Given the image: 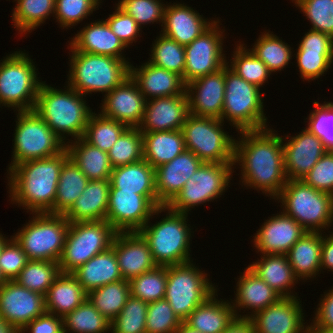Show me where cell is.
<instances>
[{"label": "cell", "instance_id": "1", "mask_svg": "<svg viewBox=\"0 0 333 333\" xmlns=\"http://www.w3.org/2000/svg\"><path fill=\"white\" fill-rule=\"evenodd\" d=\"M272 128L241 131L235 138L234 163L241 169L240 183L275 199L287 183L282 136Z\"/></svg>", "mask_w": 333, "mask_h": 333}, {"label": "cell", "instance_id": "2", "mask_svg": "<svg viewBox=\"0 0 333 333\" xmlns=\"http://www.w3.org/2000/svg\"><path fill=\"white\" fill-rule=\"evenodd\" d=\"M69 158L66 148L51 157L27 161L8 173L11 203L32 213L53 214L57 185L63 163Z\"/></svg>", "mask_w": 333, "mask_h": 333}, {"label": "cell", "instance_id": "3", "mask_svg": "<svg viewBox=\"0 0 333 333\" xmlns=\"http://www.w3.org/2000/svg\"><path fill=\"white\" fill-rule=\"evenodd\" d=\"M45 82L39 87L33 110L65 144L72 139L82 138L93 113L84 95L68 84L64 89H58ZM70 136V140L66 139Z\"/></svg>", "mask_w": 333, "mask_h": 333}, {"label": "cell", "instance_id": "4", "mask_svg": "<svg viewBox=\"0 0 333 333\" xmlns=\"http://www.w3.org/2000/svg\"><path fill=\"white\" fill-rule=\"evenodd\" d=\"M68 49L72 54L66 82L84 97L92 92L106 95L130 77V60L78 52L70 45Z\"/></svg>", "mask_w": 333, "mask_h": 333}, {"label": "cell", "instance_id": "5", "mask_svg": "<svg viewBox=\"0 0 333 333\" xmlns=\"http://www.w3.org/2000/svg\"><path fill=\"white\" fill-rule=\"evenodd\" d=\"M165 211L163 219L154 224L149 219L138 231L148 242L154 262L169 266L192 261L190 240L194 231L188 224V214L175 212L167 205Z\"/></svg>", "mask_w": 333, "mask_h": 333}, {"label": "cell", "instance_id": "6", "mask_svg": "<svg viewBox=\"0 0 333 333\" xmlns=\"http://www.w3.org/2000/svg\"><path fill=\"white\" fill-rule=\"evenodd\" d=\"M274 200H279L282 212L307 232L325 233L324 230L328 231L333 225V195L317 190L303 180H288Z\"/></svg>", "mask_w": 333, "mask_h": 333}, {"label": "cell", "instance_id": "7", "mask_svg": "<svg viewBox=\"0 0 333 333\" xmlns=\"http://www.w3.org/2000/svg\"><path fill=\"white\" fill-rule=\"evenodd\" d=\"M264 94L260 88L225 65V93L221 120H227L237 132L267 128ZM225 119V120H224Z\"/></svg>", "mask_w": 333, "mask_h": 333}, {"label": "cell", "instance_id": "8", "mask_svg": "<svg viewBox=\"0 0 333 333\" xmlns=\"http://www.w3.org/2000/svg\"><path fill=\"white\" fill-rule=\"evenodd\" d=\"M3 58L0 60V106L15 109L14 112L33 110L43 82L35 62L25 50Z\"/></svg>", "mask_w": 333, "mask_h": 333}, {"label": "cell", "instance_id": "9", "mask_svg": "<svg viewBox=\"0 0 333 333\" xmlns=\"http://www.w3.org/2000/svg\"><path fill=\"white\" fill-rule=\"evenodd\" d=\"M32 216L12 237L28 260L58 262L70 223L64 215L59 214L32 213Z\"/></svg>", "mask_w": 333, "mask_h": 333}, {"label": "cell", "instance_id": "10", "mask_svg": "<svg viewBox=\"0 0 333 333\" xmlns=\"http://www.w3.org/2000/svg\"><path fill=\"white\" fill-rule=\"evenodd\" d=\"M13 155L7 173L17 165L54 156L66 148L45 121L34 111H16ZM17 120V121H16Z\"/></svg>", "mask_w": 333, "mask_h": 333}, {"label": "cell", "instance_id": "11", "mask_svg": "<svg viewBox=\"0 0 333 333\" xmlns=\"http://www.w3.org/2000/svg\"><path fill=\"white\" fill-rule=\"evenodd\" d=\"M192 261L167 266L165 299L181 321L211 296L217 287L208 278V273Z\"/></svg>", "mask_w": 333, "mask_h": 333}, {"label": "cell", "instance_id": "12", "mask_svg": "<svg viewBox=\"0 0 333 333\" xmlns=\"http://www.w3.org/2000/svg\"><path fill=\"white\" fill-rule=\"evenodd\" d=\"M118 232L106 220L70 223L61 257V273H73L112 246Z\"/></svg>", "mask_w": 333, "mask_h": 333}, {"label": "cell", "instance_id": "13", "mask_svg": "<svg viewBox=\"0 0 333 333\" xmlns=\"http://www.w3.org/2000/svg\"><path fill=\"white\" fill-rule=\"evenodd\" d=\"M221 119L189 114L182 126L185 148L205 163H234L235 138Z\"/></svg>", "mask_w": 333, "mask_h": 333}, {"label": "cell", "instance_id": "14", "mask_svg": "<svg viewBox=\"0 0 333 333\" xmlns=\"http://www.w3.org/2000/svg\"><path fill=\"white\" fill-rule=\"evenodd\" d=\"M233 173V163L203 162L167 206L175 212L189 214L195 206L212 202L224 195L230 187Z\"/></svg>", "mask_w": 333, "mask_h": 333}, {"label": "cell", "instance_id": "15", "mask_svg": "<svg viewBox=\"0 0 333 333\" xmlns=\"http://www.w3.org/2000/svg\"><path fill=\"white\" fill-rule=\"evenodd\" d=\"M220 20L217 21L202 35L193 40L185 48V68L183 81L185 84L213 73L227 64L223 52L225 29H220ZM224 37V38H223Z\"/></svg>", "mask_w": 333, "mask_h": 333}, {"label": "cell", "instance_id": "16", "mask_svg": "<svg viewBox=\"0 0 333 333\" xmlns=\"http://www.w3.org/2000/svg\"><path fill=\"white\" fill-rule=\"evenodd\" d=\"M162 212L165 206L156 208L143 195L110 187L106 221L117 232H138L149 219Z\"/></svg>", "mask_w": 333, "mask_h": 333}, {"label": "cell", "instance_id": "17", "mask_svg": "<svg viewBox=\"0 0 333 333\" xmlns=\"http://www.w3.org/2000/svg\"><path fill=\"white\" fill-rule=\"evenodd\" d=\"M46 312L45 296L8 280L0 287V317L19 332Z\"/></svg>", "mask_w": 333, "mask_h": 333}, {"label": "cell", "instance_id": "18", "mask_svg": "<svg viewBox=\"0 0 333 333\" xmlns=\"http://www.w3.org/2000/svg\"><path fill=\"white\" fill-rule=\"evenodd\" d=\"M301 130L295 136L282 137L287 180H302L327 151L320 138L305 127Z\"/></svg>", "mask_w": 333, "mask_h": 333}, {"label": "cell", "instance_id": "19", "mask_svg": "<svg viewBox=\"0 0 333 333\" xmlns=\"http://www.w3.org/2000/svg\"><path fill=\"white\" fill-rule=\"evenodd\" d=\"M301 302L298 296L281 298L277 303L257 312L250 318L254 332L305 333L308 323L304 322L306 315Z\"/></svg>", "mask_w": 333, "mask_h": 333}, {"label": "cell", "instance_id": "20", "mask_svg": "<svg viewBox=\"0 0 333 333\" xmlns=\"http://www.w3.org/2000/svg\"><path fill=\"white\" fill-rule=\"evenodd\" d=\"M225 93V66L186 84L189 114L221 119Z\"/></svg>", "mask_w": 333, "mask_h": 333}, {"label": "cell", "instance_id": "21", "mask_svg": "<svg viewBox=\"0 0 333 333\" xmlns=\"http://www.w3.org/2000/svg\"><path fill=\"white\" fill-rule=\"evenodd\" d=\"M100 113L128 127H138L143 119L146 99L137 84L128 77L121 85L104 95Z\"/></svg>", "mask_w": 333, "mask_h": 333}, {"label": "cell", "instance_id": "22", "mask_svg": "<svg viewBox=\"0 0 333 333\" xmlns=\"http://www.w3.org/2000/svg\"><path fill=\"white\" fill-rule=\"evenodd\" d=\"M295 50L298 72L303 81L319 79L333 64V38L328 34L310 29Z\"/></svg>", "mask_w": 333, "mask_h": 333}, {"label": "cell", "instance_id": "23", "mask_svg": "<svg viewBox=\"0 0 333 333\" xmlns=\"http://www.w3.org/2000/svg\"><path fill=\"white\" fill-rule=\"evenodd\" d=\"M265 220L253 236L256 252L287 254L290 248L307 232L295 219L282 211Z\"/></svg>", "mask_w": 333, "mask_h": 333}, {"label": "cell", "instance_id": "24", "mask_svg": "<svg viewBox=\"0 0 333 333\" xmlns=\"http://www.w3.org/2000/svg\"><path fill=\"white\" fill-rule=\"evenodd\" d=\"M188 115L187 95L149 99L138 128L141 132L181 130Z\"/></svg>", "mask_w": 333, "mask_h": 333}, {"label": "cell", "instance_id": "25", "mask_svg": "<svg viewBox=\"0 0 333 333\" xmlns=\"http://www.w3.org/2000/svg\"><path fill=\"white\" fill-rule=\"evenodd\" d=\"M116 254L121 276L130 280L154 269L148 242L139 232H118L111 246Z\"/></svg>", "mask_w": 333, "mask_h": 333}, {"label": "cell", "instance_id": "26", "mask_svg": "<svg viewBox=\"0 0 333 333\" xmlns=\"http://www.w3.org/2000/svg\"><path fill=\"white\" fill-rule=\"evenodd\" d=\"M217 18L207 19L185 3L166 4L161 33L186 46L208 30Z\"/></svg>", "mask_w": 333, "mask_h": 333}, {"label": "cell", "instance_id": "27", "mask_svg": "<svg viewBox=\"0 0 333 333\" xmlns=\"http://www.w3.org/2000/svg\"><path fill=\"white\" fill-rule=\"evenodd\" d=\"M203 162L185 149L172 161L155 168V187L158 201L168 205Z\"/></svg>", "mask_w": 333, "mask_h": 333}, {"label": "cell", "instance_id": "28", "mask_svg": "<svg viewBox=\"0 0 333 333\" xmlns=\"http://www.w3.org/2000/svg\"><path fill=\"white\" fill-rule=\"evenodd\" d=\"M236 283L234 300H231L236 317L251 318L257 312L277 303L282 297L259 278L249 267L244 268ZM233 301V302H232ZM248 314H239L241 310ZM240 310V311H238ZM250 310V312H249Z\"/></svg>", "mask_w": 333, "mask_h": 333}, {"label": "cell", "instance_id": "29", "mask_svg": "<svg viewBox=\"0 0 333 333\" xmlns=\"http://www.w3.org/2000/svg\"><path fill=\"white\" fill-rule=\"evenodd\" d=\"M130 77L146 100L175 95H187L181 75L157 67L148 61L136 67L130 64Z\"/></svg>", "mask_w": 333, "mask_h": 333}, {"label": "cell", "instance_id": "30", "mask_svg": "<svg viewBox=\"0 0 333 333\" xmlns=\"http://www.w3.org/2000/svg\"><path fill=\"white\" fill-rule=\"evenodd\" d=\"M75 51L97 55H106L126 60L125 44L112 32L107 22L102 19L85 25L69 44Z\"/></svg>", "mask_w": 333, "mask_h": 333}, {"label": "cell", "instance_id": "31", "mask_svg": "<svg viewBox=\"0 0 333 333\" xmlns=\"http://www.w3.org/2000/svg\"><path fill=\"white\" fill-rule=\"evenodd\" d=\"M110 187L145 196L156 208L163 206L157 199L155 169L144 159L139 162L114 167Z\"/></svg>", "mask_w": 333, "mask_h": 333}, {"label": "cell", "instance_id": "32", "mask_svg": "<svg viewBox=\"0 0 333 333\" xmlns=\"http://www.w3.org/2000/svg\"><path fill=\"white\" fill-rule=\"evenodd\" d=\"M109 190V179L89 180L65 218L69 223L106 220Z\"/></svg>", "mask_w": 333, "mask_h": 333}, {"label": "cell", "instance_id": "33", "mask_svg": "<svg viewBox=\"0 0 333 333\" xmlns=\"http://www.w3.org/2000/svg\"><path fill=\"white\" fill-rule=\"evenodd\" d=\"M248 267L282 298L298 295L293 287L300 283L285 254H262L260 259ZM295 293V294H294Z\"/></svg>", "mask_w": 333, "mask_h": 333}, {"label": "cell", "instance_id": "34", "mask_svg": "<svg viewBox=\"0 0 333 333\" xmlns=\"http://www.w3.org/2000/svg\"><path fill=\"white\" fill-rule=\"evenodd\" d=\"M218 289L185 322L201 333H222L236 317L231 301L218 298ZM218 298V299H217Z\"/></svg>", "mask_w": 333, "mask_h": 333}, {"label": "cell", "instance_id": "35", "mask_svg": "<svg viewBox=\"0 0 333 333\" xmlns=\"http://www.w3.org/2000/svg\"><path fill=\"white\" fill-rule=\"evenodd\" d=\"M321 232H306L286 254L295 276L303 282L321 273Z\"/></svg>", "mask_w": 333, "mask_h": 333}, {"label": "cell", "instance_id": "36", "mask_svg": "<svg viewBox=\"0 0 333 333\" xmlns=\"http://www.w3.org/2000/svg\"><path fill=\"white\" fill-rule=\"evenodd\" d=\"M72 274L87 293L95 288L123 279L112 247L95 255Z\"/></svg>", "mask_w": 333, "mask_h": 333}, {"label": "cell", "instance_id": "37", "mask_svg": "<svg viewBox=\"0 0 333 333\" xmlns=\"http://www.w3.org/2000/svg\"><path fill=\"white\" fill-rule=\"evenodd\" d=\"M87 299L83 289L72 273H60L45 295L46 312L65 317Z\"/></svg>", "mask_w": 333, "mask_h": 333}, {"label": "cell", "instance_id": "38", "mask_svg": "<svg viewBox=\"0 0 333 333\" xmlns=\"http://www.w3.org/2000/svg\"><path fill=\"white\" fill-rule=\"evenodd\" d=\"M69 158L89 180L110 179L113 167L108 152L87 143L83 138L66 143Z\"/></svg>", "mask_w": 333, "mask_h": 333}, {"label": "cell", "instance_id": "39", "mask_svg": "<svg viewBox=\"0 0 333 333\" xmlns=\"http://www.w3.org/2000/svg\"><path fill=\"white\" fill-rule=\"evenodd\" d=\"M142 135L143 159L154 169L186 149L182 130L142 132Z\"/></svg>", "mask_w": 333, "mask_h": 333}, {"label": "cell", "instance_id": "40", "mask_svg": "<svg viewBox=\"0 0 333 333\" xmlns=\"http://www.w3.org/2000/svg\"><path fill=\"white\" fill-rule=\"evenodd\" d=\"M89 179L68 158L60 170L53 214L64 215L84 191Z\"/></svg>", "mask_w": 333, "mask_h": 333}, {"label": "cell", "instance_id": "41", "mask_svg": "<svg viewBox=\"0 0 333 333\" xmlns=\"http://www.w3.org/2000/svg\"><path fill=\"white\" fill-rule=\"evenodd\" d=\"M14 2L17 4L13 8L11 18L20 37L21 34L24 36L42 26L51 16L54 17L55 0H14Z\"/></svg>", "mask_w": 333, "mask_h": 333}, {"label": "cell", "instance_id": "42", "mask_svg": "<svg viewBox=\"0 0 333 333\" xmlns=\"http://www.w3.org/2000/svg\"><path fill=\"white\" fill-rule=\"evenodd\" d=\"M270 30L261 32L249 48L268 68L271 73L282 71L292 59L293 49ZM292 50V51H291Z\"/></svg>", "mask_w": 333, "mask_h": 333}, {"label": "cell", "instance_id": "43", "mask_svg": "<svg viewBox=\"0 0 333 333\" xmlns=\"http://www.w3.org/2000/svg\"><path fill=\"white\" fill-rule=\"evenodd\" d=\"M129 296L130 285L125 279L95 288L87 293V299L111 322L121 312Z\"/></svg>", "mask_w": 333, "mask_h": 333}, {"label": "cell", "instance_id": "44", "mask_svg": "<svg viewBox=\"0 0 333 333\" xmlns=\"http://www.w3.org/2000/svg\"><path fill=\"white\" fill-rule=\"evenodd\" d=\"M63 325L66 333L111 332V321L103 316L88 299L63 317Z\"/></svg>", "mask_w": 333, "mask_h": 333}, {"label": "cell", "instance_id": "45", "mask_svg": "<svg viewBox=\"0 0 333 333\" xmlns=\"http://www.w3.org/2000/svg\"><path fill=\"white\" fill-rule=\"evenodd\" d=\"M232 54L231 62H227L228 67L238 76L247 82L263 87L268 82L270 75H273L267 66L245 46V43L237 41ZM230 63V64H229Z\"/></svg>", "mask_w": 333, "mask_h": 333}, {"label": "cell", "instance_id": "46", "mask_svg": "<svg viewBox=\"0 0 333 333\" xmlns=\"http://www.w3.org/2000/svg\"><path fill=\"white\" fill-rule=\"evenodd\" d=\"M128 128L123 122L106 118L93 112L89 117L82 138L89 144L108 152L120 135Z\"/></svg>", "mask_w": 333, "mask_h": 333}, {"label": "cell", "instance_id": "47", "mask_svg": "<svg viewBox=\"0 0 333 333\" xmlns=\"http://www.w3.org/2000/svg\"><path fill=\"white\" fill-rule=\"evenodd\" d=\"M60 273L58 262L28 260L14 280L21 286L45 296Z\"/></svg>", "mask_w": 333, "mask_h": 333}, {"label": "cell", "instance_id": "48", "mask_svg": "<svg viewBox=\"0 0 333 333\" xmlns=\"http://www.w3.org/2000/svg\"><path fill=\"white\" fill-rule=\"evenodd\" d=\"M152 42L149 63L163 68L167 71L175 72L182 76L185 68V48L173 39L160 35Z\"/></svg>", "mask_w": 333, "mask_h": 333}, {"label": "cell", "instance_id": "49", "mask_svg": "<svg viewBox=\"0 0 333 333\" xmlns=\"http://www.w3.org/2000/svg\"><path fill=\"white\" fill-rule=\"evenodd\" d=\"M167 266H156L129 280L130 295L146 303L165 298Z\"/></svg>", "mask_w": 333, "mask_h": 333}, {"label": "cell", "instance_id": "50", "mask_svg": "<svg viewBox=\"0 0 333 333\" xmlns=\"http://www.w3.org/2000/svg\"><path fill=\"white\" fill-rule=\"evenodd\" d=\"M112 167L139 162L143 159V135L138 127H128L108 151Z\"/></svg>", "mask_w": 333, "mask_h": 333}, {"label": "cell", "instance_id": "51", "mask_svg": "<svg viewBox=\"0 0 333 333\" xmlns=\"http://www.w3.org/2000/svg\"><path fill=\"white\" fill-rule=\"evenodd\" d=\"M147 308L148 303L130 295L111 322V333H146Z\"/></svg>", "mask_w": 333, "mask_h": 333}, {"label": "cell", "instance_id": "52", "mask_svg": "<svg viewBox=\"0 0 333 333\" xmlns=\"http://www.w3.org/2000/svg\"><path fill=\"white\" fill-rule=\"evenodd\" d=\"M102 0H55L54 17L61 28H73L93 11L99 10ZM98 8V9H97ZM73 26V27H71Z\"/></svg>", "mask_w": 333, "mask_h": 333}, {"label": "cell", "instance_id": "53", "mask_svg": "<svg viewBox=\"0 0 333 333\" xmlns=\"http://www.w3.org/2000/svg\"><path fill=\"white\" fill-rule=\"evenodd\" d=\"M311 22V30L330 35L333 38V0H292Z\"/></svg>", "mask_w": 333, "mask_h": 333}, {"label": "cell", "instance_id": "54", "mask_svg": "<svg viewBox=\"0 0 333 333\" xmlns=\"http://www.w3.org/2000/svg\"><path fill=\"white\" fill-rule=\"evenodd\" d=\"M161 1L162 0H118L116 5L126 14L130 15L143 29L144 25H148L149 23H161V26L163 25L166 3Z\"/></svg>", "mask_w": 333, "mask_h": 333}, {"label": "cell", "instance_id": "55", "mask_svg": "<svg viewBox=\"0 0 333 333\" xmlns=\"http://www.w3.org/2000/svg\"><path fill=\"white\" fill-rule=\"evenodd\" d=\"M314 101L315 109L307 116L308 126L305 128L323 141L327 151H333V102L324 101L320 104Z\"/></svg>", "mask_w": 333, "mask_h": 333}, {"label": "cell", "instance_id": "56", "mask_svg": "<svg viewBox=\"0 0 333 333\" xmlns=\"http://www.w3.org/2000/svg\"><path fill=\"white\" fill-rule=\"evenodd\" d=\"M181 322L165 298L148 303L146 333H174Z\"/></svg>", "mask_w": 333, "mask_h": 333}, {"label": "cell", "instance_id": "57", "mask_svg": "<svg viewBox=\"0 0 333 333\" xmlns=\"http://www.w3.org/2000/svg\"><path fill=\"white\" fill-rule=\"evenodd\" d=\"M115 11L113 14H109V17L105 19L112 32L125 44L127 48L130 45L136 43L140 36L142 29L138 23L117 5L114 6Z\"/></svg>", "mask_w": 333, "mask_h": 333}, {"label": "cell", "instance_id": "58", "mask_svg": "<svg viewBox=\"0 0 333 333\" xmlns=\"http://www.w3.org/2000/svg\"><path fill=\"white\" fill-rule=\"evenodd\" d=\"M302 180L317 190L333 195V151H326Z\"/></svg>", "mask_w": 333, "mask_h": 333}, {"label": "cell", "instance_id": "59", "mask_svg": "<svg viewBox=\"0 0 333 333\" xmlns=\"http://www.w3.org/2000/svg\"><path fill=\"white\" fill-rule=\"evenodd\" d=\"M28 262L26 253L11 236L0 253V269L7 280H14Z\"/></svg>", "mask_w": 333, "mask_h": 333}, {"label": "cell", "instance_id": "60", "mask_svg": "<svg viewBox=\"0 0 333 333\" xmlns=\"http://www.w3.org/2000/svg\"><path fill=\"white\" fill-rule=\"evenodd\" d=\"M323 293L311 324L321 330L333 331V287Z\"/></svg>", "mask_w": 333, "mask_h": 333}, {"label": "cell", "instance_id": "61", "mask_svg": "<svg viewBox=\"0 0 333 333\" xmlns=\"http://www.w3.org/2000/svg\"><path fill=\"white\" fill-rule=\"evenodd\" d=\"M29 331V332H28ZM63 333V318L52 313L45 312L33 321L29 322L20 333Z\"/></svg>", "mask_w": 333, "mask_h": 333}, {"label": "cell", "instance_id": "62", "mask_svg": "<svg viewBox=\"0 0 333 333\" xmlns=\"http://www.w3.org/2000/svg\"><path fill=\"white\" fill-rule=\"evenodd\" d=\"M328 232L329 235L322 236L321 271L329 269L327 271L333 272V232Z\"/></svg>", "mask_w": 333, "mask_h": 333}, {"label": "cell", "instance_id": "63", "mask_svg": "<svg viewBox=\"0 0 333 333\" xmlns=\"http://www.w3.org/2000/svg\"><path fill=\"white\" fill-rule=\"evenodd\" d=\"M222 333H255L250 318L235 317Z\"/></svg>", "mask_w": 333, "mask_h": 333}, {"label": "cell", "instance_id": "64", "mask_svg": "<svg viewBox=\"0 0 333 333\" xmlns=\"http://www.w3.org/2000/svg\"><path fill=\"white\" fill-rule=\"evenodd\" d=\"M0 333H20L16 328L9 325L3 318L0 317Z\"/></svg>", "mask_w": 333, "mask_h": 333}, {"label": "cell", "instance_id": "65", "mask_svg": "<svg viewBox=\"0 0 333 333\" xmlns=\"http://www.w3.org/2000/svg\"><path fill=\"white\" fill-rule=\"evenodd\" d=\"M174 333H201V332L189 326L185 321H182Z\"/></svg>", "mask_w": 333, "mask_h": 333}, {"label": "cell", "instance_id": "66", "mask_svg": "<svg viewBox=\"0 0 333 333\" xmlns=\"http://www.w3.org/2000/svg\"><path fill=\"white\" fill-rule=\"evenodd\" d=\"M306 333H333V331H325L318 329L317 327L313 326L311 323L306 328Z\"/></svg>", "mask_w": 333, "mask_h": 333}, {"label": "cell", "instance_id": "67", "mask_svg": "<svg viewBox=\"0 0 333 333\" xmlns=\"http://www.w3.org/2000/svg\"><path fill=\"white\" fill-rule=\"evenodd\" d=\"M10 238H7L5 236H3L2 233H0V253H1V250L4 246V244L9 240Z\"/></svg>", "mask_w": 333, "mask_h": 333}, {"label": "cell", "instance_id": "68", "mask_svg": "<svg viewBox=\"0 0 333 333\" xmlns=\"http://www.w3.org/2000/svg\"><path fill=\"white\" fill-rule=\"evenodd\" d=\"M8 280L4 277L1 269H0V287L5 284Z\"/></svg>", "mask_w": 333, "mask_h": 333}]
</instances>
